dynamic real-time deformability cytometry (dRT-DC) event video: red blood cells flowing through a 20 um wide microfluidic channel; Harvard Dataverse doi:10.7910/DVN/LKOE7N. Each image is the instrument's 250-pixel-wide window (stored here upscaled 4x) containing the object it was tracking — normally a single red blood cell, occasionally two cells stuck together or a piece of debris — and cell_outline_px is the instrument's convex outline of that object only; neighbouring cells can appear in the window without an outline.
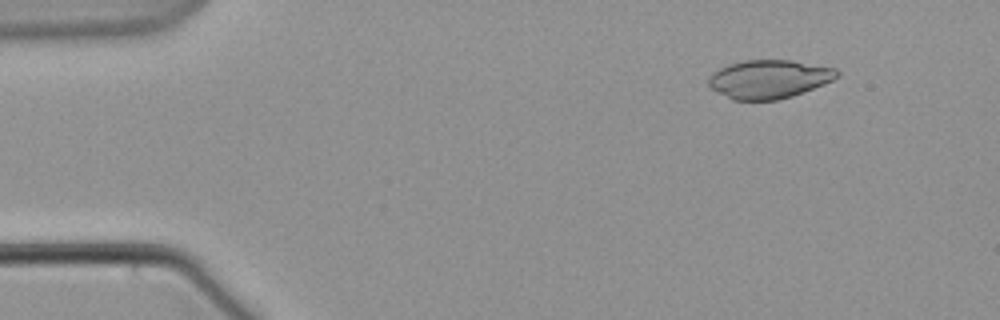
{"species": "common noctule bat (a hibernating species)", "species_latin": "Nyctalus noctula", "temperature_condition": "warm", "stored_images_in_passage": 15, "camera_frame_rate_fps": 3000, "um_per_image_px": 0.085, "animal": {"sex": "male", "body_mass_g": 21.5, "forearm_length_mm": 52.0}, "frame": {"image": 1, "passage_image": 7, "time_ms": 2.0, "image_size_px": [1000, 320], "cell_outline_px": [[840, 76], [824, 84], [792, 96], [776, 100], [732, 100], [708, 88], [708, 76], [712, 72], [728, 64], [744, 60], [792, 60], [836, 68], [840, 72]], "centroid_in_image_um": [65.33, 6.72], "position_along_channel_um": 19.7, "area_um2": 29.13}}